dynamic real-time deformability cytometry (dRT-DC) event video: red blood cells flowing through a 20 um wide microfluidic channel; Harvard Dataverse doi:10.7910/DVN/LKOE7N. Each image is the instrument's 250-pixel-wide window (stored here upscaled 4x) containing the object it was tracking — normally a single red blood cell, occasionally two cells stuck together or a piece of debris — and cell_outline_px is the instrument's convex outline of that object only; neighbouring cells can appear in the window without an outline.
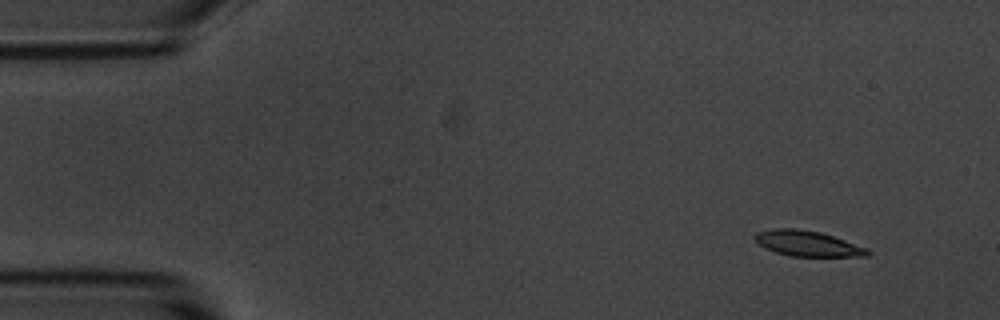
{"species": "common noctule bat (a hibernating species)", "species_latin": "Nyctalus noctula", "temperature_condition": "room temperature", "stored_images_in_passage": 4, "camera_frame_rate_fps": 3000, "um_per_image_px": 0.085, "animal": {"sex": "male", "body_mass_g": 20.1, "forearm_length_mm": 53.5}, "frame": {"image": 1, "passage_image": 1, "time_ms": 0.0, "image_size_px": [1000, 320], "cell_outline_px": [[872, 252], [868, 256], [792, 256], [776, 252], [764, 248], [752, 236], [756, 232], [776, 228], [796, 228], [820, 232], [868, 248]], "centroid_in_image_um": [68.63, 20.69], "position_along_channel_um": 16.4, "area_um2": 16.65}}
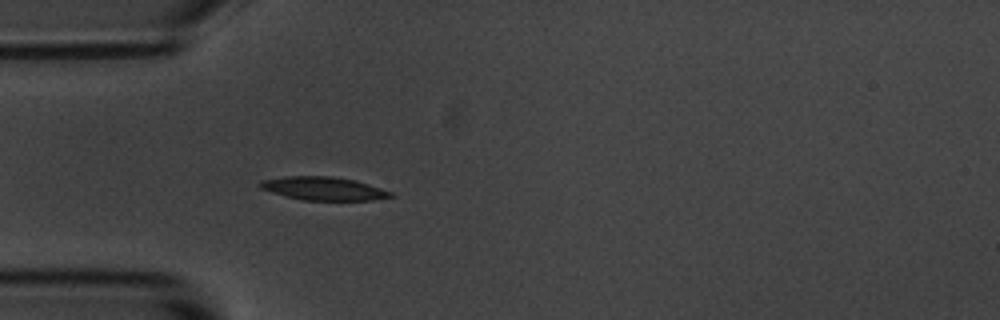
{"frame": {"image": 2, "passage_image": 4, "time_ms": 1.0, "image_size_px": [1000, 320], "cell_outline_px": [[396, 196], [372, 200], [304, 200], [272, 192], [260, 188], [256, 184], [260, 180], [284, 176], [332, 176], [352, 180], [380, 188], [392, 192]], "centroid_in_image_um": [27.46, 16.02], "position_along_channel_um": 57.5, "area_um2": 17.57}}